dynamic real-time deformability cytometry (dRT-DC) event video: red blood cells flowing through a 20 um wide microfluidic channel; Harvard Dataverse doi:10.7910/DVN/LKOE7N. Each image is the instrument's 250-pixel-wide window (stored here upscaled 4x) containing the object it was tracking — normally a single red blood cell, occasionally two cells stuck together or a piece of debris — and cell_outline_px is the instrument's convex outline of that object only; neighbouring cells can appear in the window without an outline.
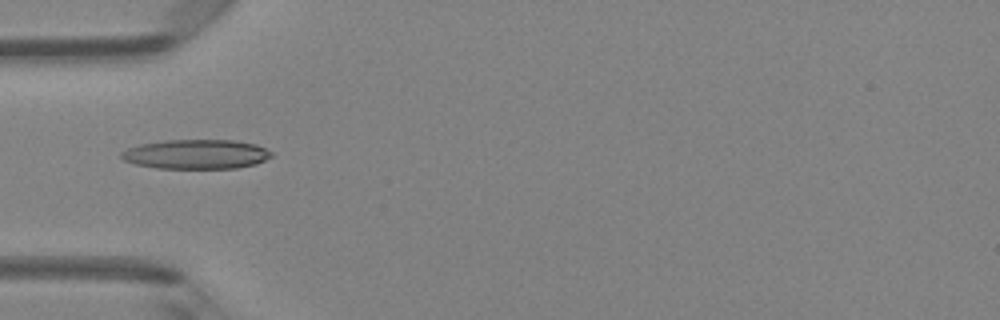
{"species": "Egyptian fruit bat (a non-hibernating species)", "species_latin": "Rousettus aegyptiacus", "temperature_condition": "room temperature", "stored_images_in_passage": 5, "camera_frame_rate_fps": 3000, "um_per_image_px": 0.085, "animal": {"sex": "female"}, "frame": {"image": 1, "passage_image": 5, "time_ms": 1.333, "image_size_px": [1000, 320], "cell_outline_px": [[272, 156], [256, 164], [236, 168], [156, 168], [136, 164], [124, 160], [120, 156], [120, 152], [128, 148], [140, 144], [168, 140], [232, 140], [256, 144], [272, 152]], "centroid_in_image_um": [16.67, 13.11], "position_along_channel_um": 68.3, "area_um2": 25.66}}